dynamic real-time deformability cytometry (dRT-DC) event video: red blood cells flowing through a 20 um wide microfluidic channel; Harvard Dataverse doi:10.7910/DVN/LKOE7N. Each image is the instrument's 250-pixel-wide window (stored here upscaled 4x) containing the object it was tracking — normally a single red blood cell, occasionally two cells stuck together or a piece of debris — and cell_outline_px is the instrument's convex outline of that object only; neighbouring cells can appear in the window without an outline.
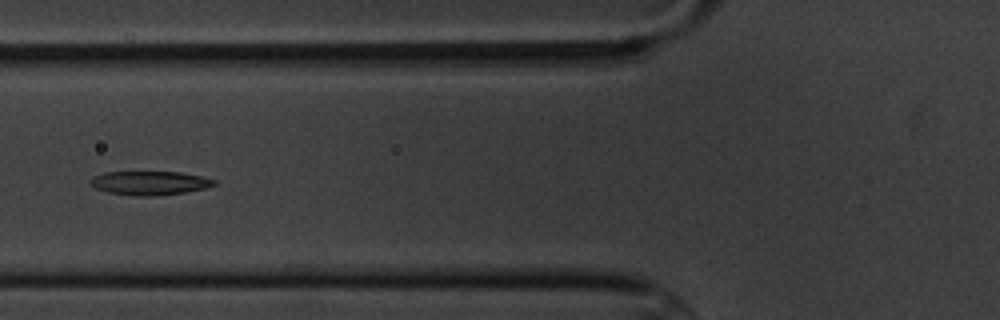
{"species": "common noctule bat (a hibernating species)", "species_latin": "Nyctalus noctula", "temperature_condition": "cold", "stored_images_in_passage": 10, "camera_frame_rate_fps": 3000, "um_per_image_px": 0.085, "animal": {"sex": "male", "body_mass_g": 20.1, "forearm_length_mm": 53.5}, "frame": {"image": 1, "passage_image": 5, "time_ms": 4.333, "image_size_px": [1000, 320], "cell_outline_px": [[216, 184], [208, 188], [184, 192], [156, 196], [136, 196], [108, 192], [96, 188], [88, 184], [88, 180], [92, 176], [104, 172], [180, 172], [200, 176], [216, 180]], "centroid_in_image_um": [12.69, 15.55], "position_along_channel_um": 113.1, "area_um2": 17.34}}
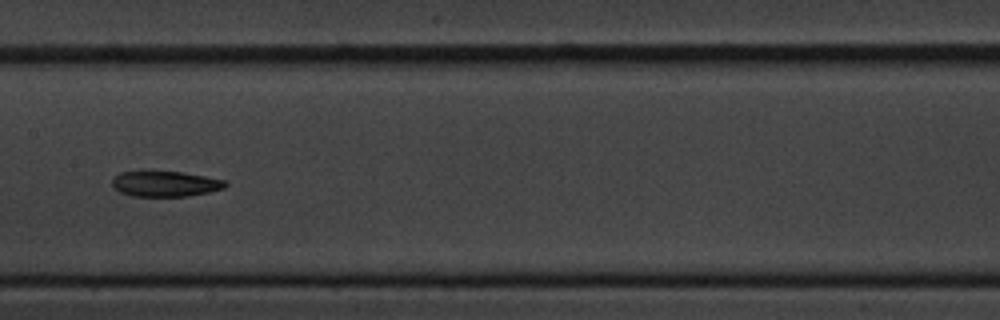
{"frame": {"image": 2, "passage_image": 7, "time_ms": 6.667, "image_size_px": [1000, 320], "cell_outline_px": [[228, 184], [224, 188], [208, 192], [188, 196], [132, 196], [120, 192], [112, 184], [112, 180], [120, 172], [140, 168], [184, 172], [228, 180]], "centroid_in_image_um": [14.03, 15.57], "position_along_channel_um": 193.4, "area_um2": 17.63}}
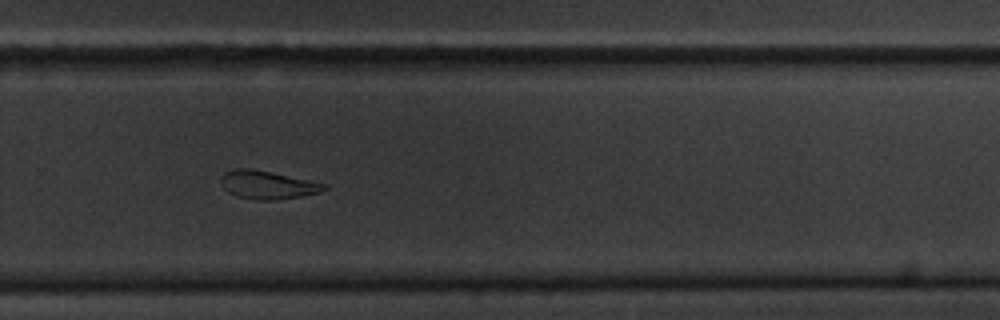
{"frame": {"image": 3, "passage_image": 10, "time_ms": 10.0, "image_size_px": [1000, 320], "cell_outline_px": [[328, 188], [320, 192], [300, 196], [276, 200], [256, 200], [236, 196], [228, 192], [220, 184], [220, 176], [224, 172], [236, 168], [248, 168], [272, 172], [328, 184]], "centroid_in_image_um": [22.71, 15.71], "position_along_channel_um": 307.1, "area_um2": 17.11}}